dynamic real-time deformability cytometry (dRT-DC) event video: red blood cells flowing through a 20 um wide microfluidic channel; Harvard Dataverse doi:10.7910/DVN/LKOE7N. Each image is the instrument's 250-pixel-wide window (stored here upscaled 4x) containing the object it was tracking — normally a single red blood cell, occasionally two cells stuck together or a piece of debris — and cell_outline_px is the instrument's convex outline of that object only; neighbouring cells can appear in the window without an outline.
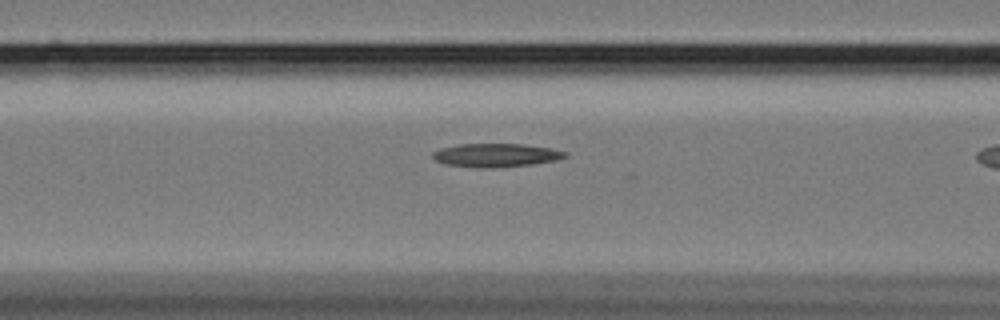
{"species": "Egyptian fruit bat (a non-hibernating species)", "species_latin": "Rousettus aegyptiacus", "temperature_condition": "cold", "stored_images_in_passage": 35, "camera_frame_rate_fps": 3000, "um_per_image_px": 0.085, "animal": {"sex": "female"}, "frame": {"image": 1, "passage_image": 12, "time_ms": 3.667, "image_size_px": [1000, 320], "cell_outline_px": [[568, 156], [556, 160], [532, 164], [492, 168], [476, 168], [444, 164], [436, 160], [432, 156], [432, 152], [440, 148], [456, 144], [524, 144], [548, 148], [568, 152]], "centroid_in_image_um": [42.12, 13.19], "position_along_channel_um": 124.5, "area_um2": 18.21}}
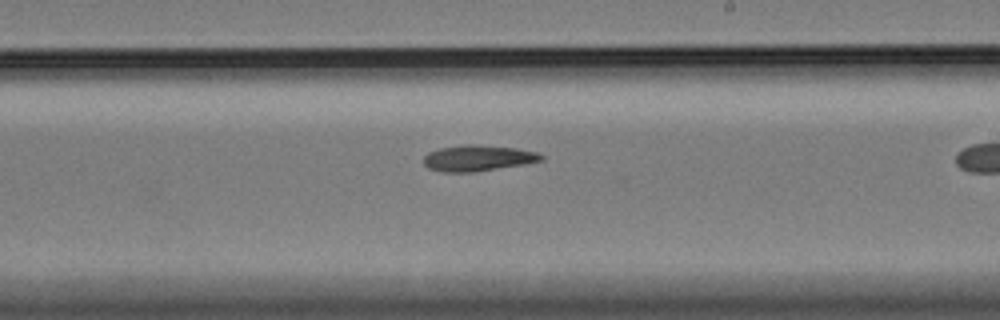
{"frame": {"image": 2, "passage_image": 23, "time_ms": 7.333, "image_size_px": [1000, 320], "cell_outline_px": [[544, 160], [524, 164], [472, 172], [444, 172], [428, 168], [424, 164], [424, 156], [428, 152], [440, 148], [464, 144], [472, 144], [516, 148], [536, 152], [544, 156]], "centroid_in_image_um": [40.61, 13.43], "position_along_channel_um": 248.4, "area_um2": 17.69}}
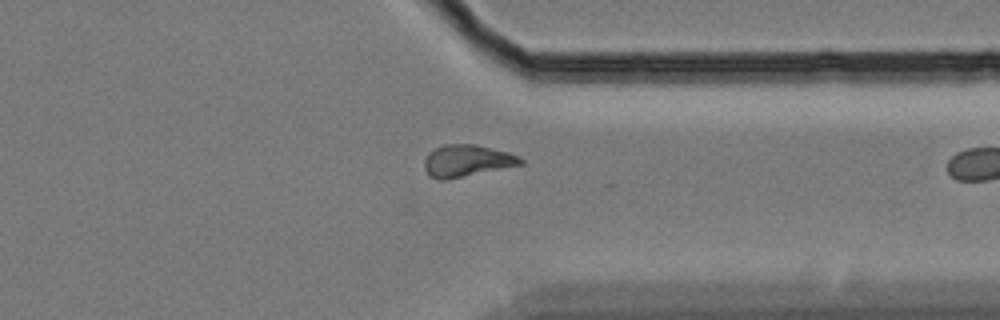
{"frame": {"image": 3, "passage_image": 34, "time_ms": 11.0, "image_size_px": [1000, 320], "cell_outline_px": [[524, 164], [448, 180], [440, 180], [432, 176], [424, 168], [424, 160], [428, 152], [444, 144], [476, 144], [508, 152], [520, 156], [524, 160]], "centroid_in_image_um": [39.71, 13.66], "position_along_channel_um": 371.7, "area_um2": 18.03}}